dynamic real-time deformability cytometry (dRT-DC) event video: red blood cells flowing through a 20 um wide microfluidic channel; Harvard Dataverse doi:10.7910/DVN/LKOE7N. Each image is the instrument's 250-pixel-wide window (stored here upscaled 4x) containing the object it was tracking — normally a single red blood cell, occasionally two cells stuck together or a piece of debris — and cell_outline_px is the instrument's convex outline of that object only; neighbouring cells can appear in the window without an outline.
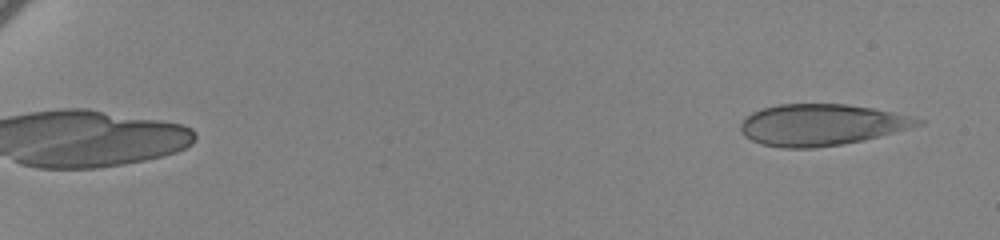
{"species": "human", "species_latin": "Homo sapiens", "temperature_condition": "cold", "stored_images_in_passage": 60, "camera_frame_rate_fps": 3000, "um_per_image_px": 0.085, "donor": {"sex": "female"}, "frame": {"image": 1, "passage_image": 3, "time_ms": 0.667, "image_size_px": [1000, 240], "cell_outline_px": [[924, 124], [864, 140], [840, 144], [812, 148], [784, 148], [760, 144], [744, 136], [740, 132], [740, 124], [752, 112], [764, 108], [780, 104], [844, 104], [872, 108], [924, 120]], "centroid_in_image_um": [69.77, 10.61], "position_along_channel_um": 15.2, "area_um2": 42.31}}
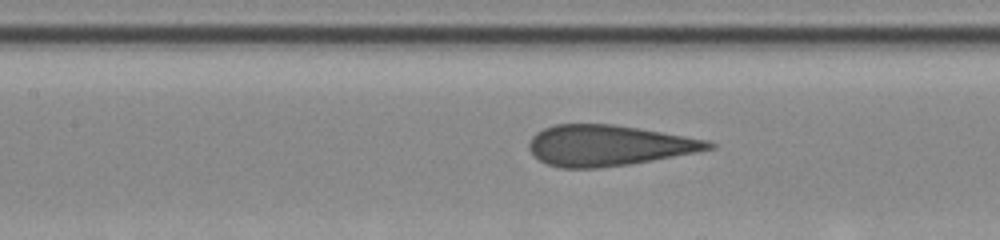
{"frame": {"image": 2, "passage_image": 31, "time_ms": 10.0, "image_size_px": [1000, 240], "cell_outline_px": [[716, 148], [696, 152], [632, 164], [600, 168], [560, 168], [548, 164], [540, 160], [528, 148], [528, 144], [532, 136], [536, 132], [544, 128], [556, 124], [612, 124], [708, 140], [716, 144]], "centroid_in_image_um": [51.71, 12.37], "position_along_channel_um": 155.7, "area_um2": 42.48}}
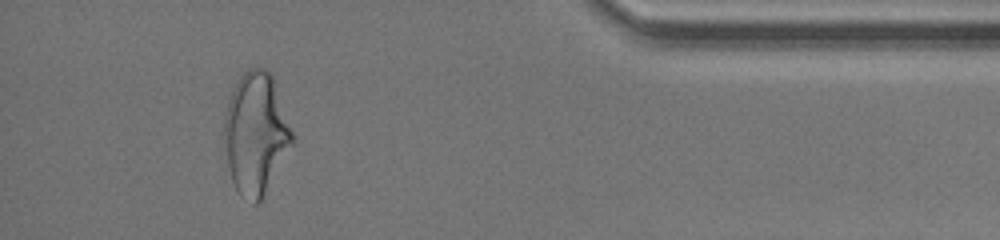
{"frame": {"image": 3, "passage_image": 56, "time_ms": 18.333, "image_size_px": [1000, 240], "cell_outline_px": [[296, 140], [260, 200], [256, 204], [252, 204], [236, 188], [232, 180], [228, 168], [224, 132], [224, 116], [228, 100], [240, 76], [248, 68], [268, 68], [272, 72]], "centroid_in_image_um": [21.77, 11.29], "position_along_channel_um": 413.4, "area_um2": 48.15}}